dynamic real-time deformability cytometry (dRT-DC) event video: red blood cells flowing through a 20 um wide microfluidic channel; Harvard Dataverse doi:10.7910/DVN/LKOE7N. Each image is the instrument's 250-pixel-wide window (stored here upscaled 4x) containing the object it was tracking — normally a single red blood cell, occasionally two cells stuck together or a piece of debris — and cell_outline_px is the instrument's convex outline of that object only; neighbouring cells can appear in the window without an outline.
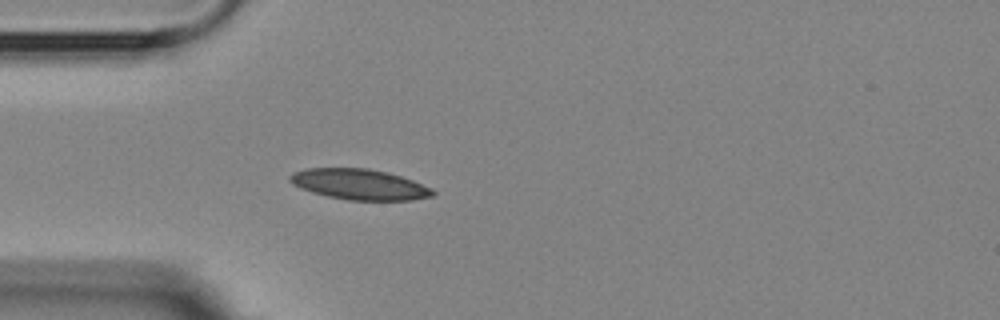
{"species": "Egyptian fruit bat (a non-hibernating species)", "species_latin": "Rousettus aegyptiacus", "temperature_condition": "room temperature", "stored_images_in_passage": 4, "camera_frame_rate_fps": 3000, "um_per_image_px": 0.085, "animal": {"sex": "female"}, "frame": {"image": 1, "passage_image": 4, "time_ms": 3.333, "image_size_px": [1000, 320], "cell_outline_px": [[436, 192], [432, 196], [412, 200], [348, 200], [328, 196], [312, 192], [300, 188], [292, 184], [288, 180], [288, 176], [292, 172], [308, 168], [368, 168], [388, 172], [412, 180], [432, 188]], "centroid_in_image_um": [30.53, 15.66], "position_along_channel_um": 54.5, "area_um2": 25.55}}